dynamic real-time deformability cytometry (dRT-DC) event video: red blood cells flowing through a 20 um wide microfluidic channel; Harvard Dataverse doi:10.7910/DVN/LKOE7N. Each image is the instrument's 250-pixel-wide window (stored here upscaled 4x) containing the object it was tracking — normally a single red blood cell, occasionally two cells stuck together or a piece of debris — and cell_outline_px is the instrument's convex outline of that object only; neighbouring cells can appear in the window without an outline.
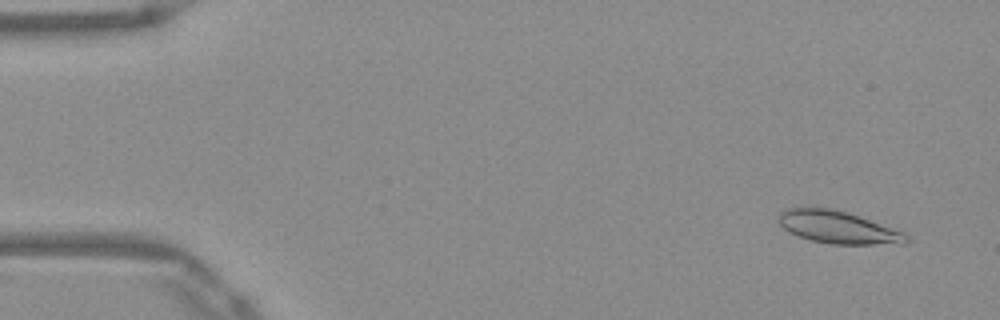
{"species": "Egyptian fruit bat (a non-hibernating species)", "species_latin": "Rousettus aegyptiacus", "temperature_condition": "warm", "stored_images_in_passage": 16, "camera_frame_rate_fps": 3000, "um_per_image_px": 0.085, "frame": {"image": 1, "passage_image": 3, "time_ms": 0.667, "image_size_px": [1000, 320], "cell_outline_px": [[908, 240], [904, 244], [832, 244], [812, 240], [788, 232], [780, 224], [780, 212], [788, 208], [828, 208], [848, 212], [904, 232], [908, 236]], "centroid_in_image_um": [71.26, 19.32], "position_along_channel_um": 13.7, "area_um2": 23.81}}